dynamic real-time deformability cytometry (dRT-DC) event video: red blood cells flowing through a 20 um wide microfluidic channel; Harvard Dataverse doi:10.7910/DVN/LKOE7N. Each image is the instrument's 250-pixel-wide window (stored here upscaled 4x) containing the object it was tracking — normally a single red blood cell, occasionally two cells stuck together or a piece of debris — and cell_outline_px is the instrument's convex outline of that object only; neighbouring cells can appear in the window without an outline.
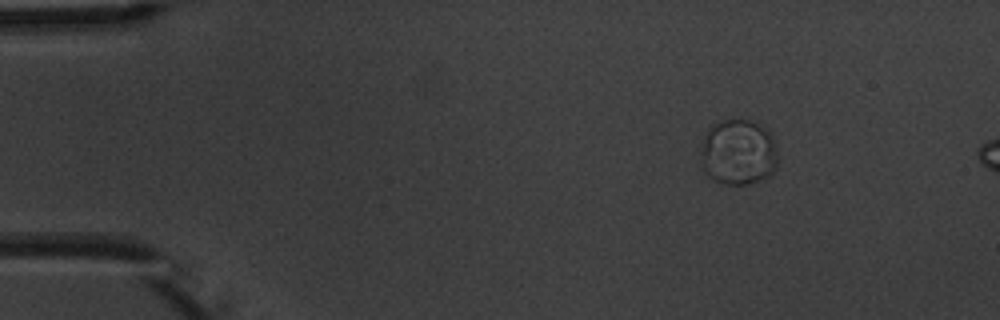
{"species": "common noctule bat (a hibernating species)", "species_latin": "Nyctalus noctula", "temperature_condition": "warm", "stored_images_in_passage": 5, "camera_frame_rate_fps": 3000, "um_per_image_px": 0.085, "animal": {"sex": "male", "body_mass_g": 20.1, "forearm_length_mm": 53.5}, "frame": {"image": 1, "passage_image": 3, "time_ms": 2.333, "image_size_px": [1000, 320], "cell_outline_px": [[776, 168], [768, 176], [744, 184], [724, 184], [712, 180], [704, 172], [700, 160], [704, 140], [712, 124], [724, 120], [748, 120], [772, 132], [776, 144]], "centroid_in_image_um": [62.75, 12.95], "position_along_channel_um": 22.2, "area_um2": 29.3}}